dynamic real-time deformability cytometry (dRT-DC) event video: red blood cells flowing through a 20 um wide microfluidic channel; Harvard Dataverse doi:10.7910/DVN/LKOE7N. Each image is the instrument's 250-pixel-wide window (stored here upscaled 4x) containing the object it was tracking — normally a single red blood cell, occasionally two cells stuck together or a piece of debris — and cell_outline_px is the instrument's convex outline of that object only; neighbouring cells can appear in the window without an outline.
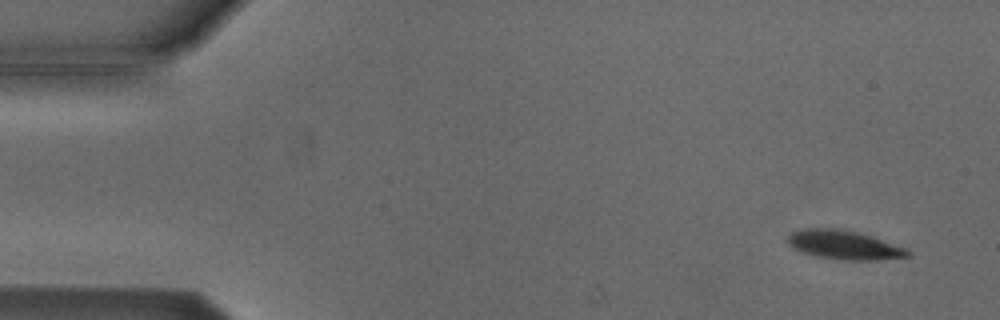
{"species": "Egyptian fruit bat (a non-hibernating species)", "species_latin": "Rousettus aegyptiacus", "temperature_condition": "cold", "stored_images_in_passage": 8, "camera_frame_rate_fps": 3000, "um_per_image_px": 0.085, "animal": {"sex": "male"}, "frame": {"image": 1, "passage_image": 1, "time_ms": 0.0, "image_size_px": [1000, 320], "cell_outline_px": [[912, 256], [880, 260], [844, 260], [816, 256], [800, 252], [792, 248], [784, 240], [792, 232], [808, 228], [836, 228], [860, 232], [908, 248], [912, 252]], "centroid_in_image_um": [71.78, 20.82], "position_along_channel_um": 13.2, "area_um2": 20.69}}
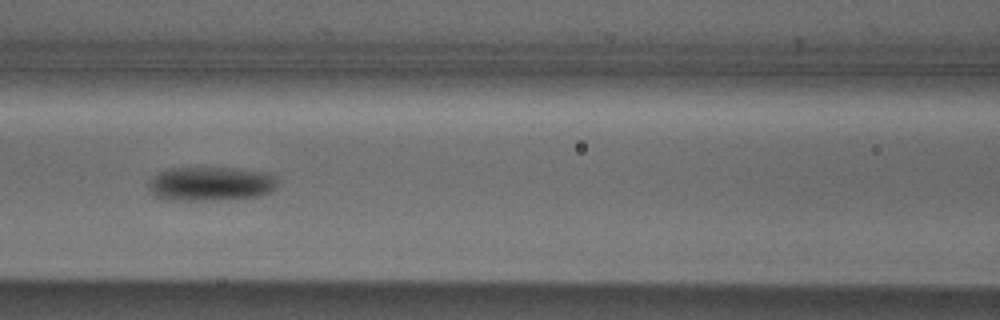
{"frame": {"image": 2, "passage_image": 6, "time_ms": 6.667, "image_size_px": [1000, 320], "cell_outline_px": [[276, 188], [272, 192], [260, 196], [228, 200], [172, 200], [156, 196], [148, 188], [148, 184], [160, 172], [172, 168], [232, 168], [268, 172], [276, 180]], "centroid_in_image_um": [17.97, 15.64], "position_along_channel_um": 148.6, "area_um2": 25.61}}
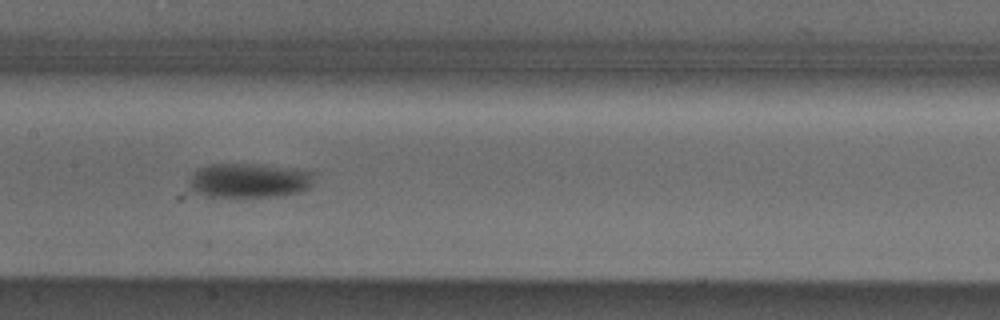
{"frame": {"image": 3, "passage_image": 7, "time_ms": 7.667, "image_size_px": [1000, 320], "cell_outline_px": [[312, 184], [304, 192], [280, 196], [204, 196], [196, 192], [192, 188], [192, 176], [200, 168], [208, 164], [260, 164], [292, 168], [312, 172]], "centroid_in_image_um": [21.24, 15.34], "position_along_channel_um": 186.2, "area_um2": 24.74}}